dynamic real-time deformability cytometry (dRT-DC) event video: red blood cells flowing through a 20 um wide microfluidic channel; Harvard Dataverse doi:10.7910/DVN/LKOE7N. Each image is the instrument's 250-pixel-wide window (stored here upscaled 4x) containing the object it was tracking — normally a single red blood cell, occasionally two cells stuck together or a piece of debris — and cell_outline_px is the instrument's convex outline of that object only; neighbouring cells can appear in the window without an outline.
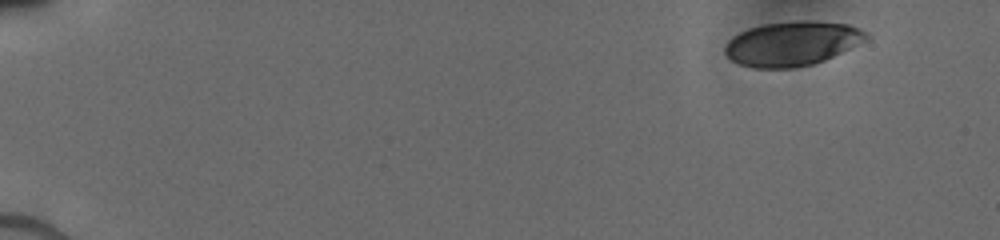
{"species": "human", "species_latin": "Homo sapiens", "temperature_condition": "cold", "stored_images_in_passage": 30, "camera_frame_rate_fps": 3000, "um_per_image_px": 0.085, "donor": {"sex": "male"}, "frame": {"image": 1, "passage_image": 1, "time_ms": 0.0, "image_size_px": [1000, 240], "cell_outline_px": [[868, 36], [864, 40], [824, 60], [812, 64], [792, 68], [752, 68], [740, 64], [732, 60], [724, 52], [724, 48], [728, 40], [732, 36], [748, 28], [764, 24], [796, 20], [812, 20], [848, 24], [860, 28], [868, 32]], "centroid_in_image_um": [67.29, 3.69], "position_along_channel_um": 17.7, "area_um2": 36.47}}
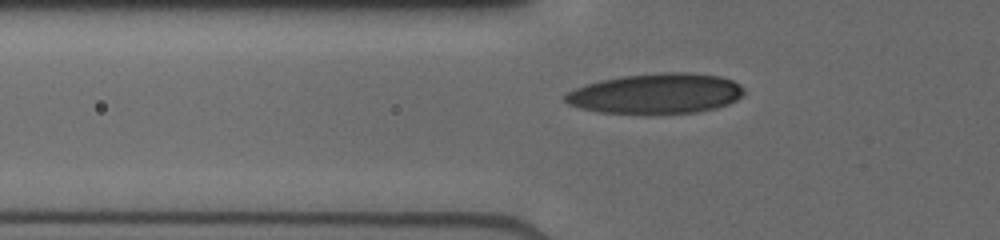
{"frame": {"image": 2, "passage_image": 24, "time_ms": 5.0, "image_size_px": [1000, 240], "cell_outline_px": [[744, 92], [736, 100], [728, 104], [716, 108], [696, 112], [596, 112], [580, 108], [568, 104], [564, 100], [564, 96], [568, 92], [576, 88], [600, 80], [624, 76], [664, 72], [684, 72], [720, 76], [732, 80], [740, 84], [744, 88]], "centroid_in_image_um": [55.78, 7.93], "position_along_channel_um": 70.0, "area_um2": 41.27}}
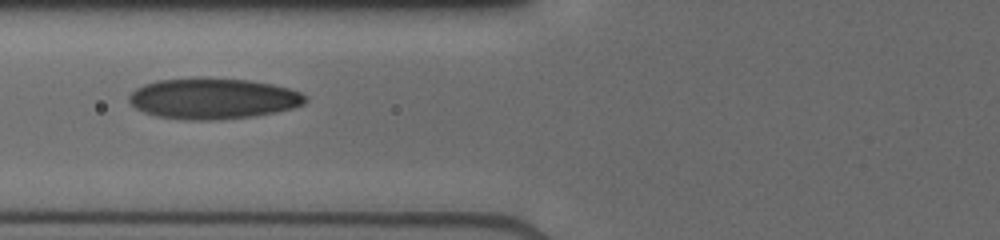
{"frame": {"image": 3, "passage_image": 29, "time_ms": 6.0, "image_size_px": [1000, 240], "cell_outline_px": [[308, 100], [304, 104], [292, 108], [252, 116], [220, 120], [188, 120], [156, 116], [144, 112], [136, 108], [128, 100], [128, 96], [136, 88], [144, 84], [156, 80], [196, 76], [208, 76], [248, 80], [272, 84], [288, 88], [300, 92], [308, 96]], "centroid_in_image_um": [18.09, 8.35], "position_along_channel_um": 107.7, "area_um2": 42.6}}